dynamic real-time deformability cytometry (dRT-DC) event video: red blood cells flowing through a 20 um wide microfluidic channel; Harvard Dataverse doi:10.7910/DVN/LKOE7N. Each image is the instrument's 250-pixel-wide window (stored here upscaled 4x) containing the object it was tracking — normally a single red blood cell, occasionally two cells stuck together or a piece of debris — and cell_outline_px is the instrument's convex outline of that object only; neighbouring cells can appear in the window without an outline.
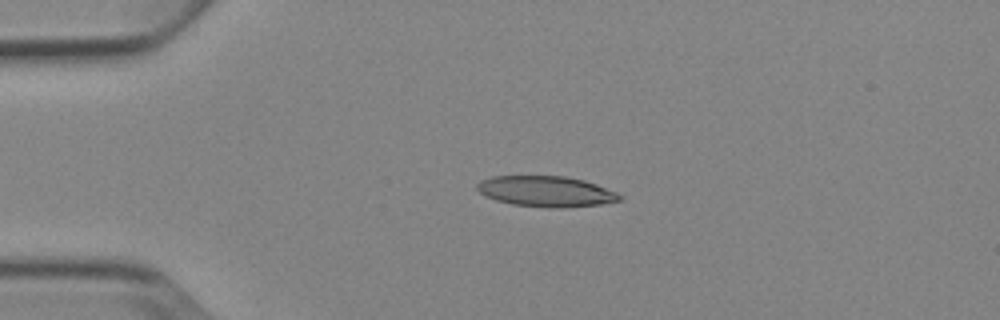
{"species": "Egyptian fruit bat (a non-hibernating species)", "species_latin": "Rousettus aegyptiacus", "temperature_condition": "cold", "stored_images_in_passage": 4, "camera_frame_rate_fps": 3000, "um_per_image_px": 0.085, "animal": {"sex": "female"}, "frame": {"image": 1, "passage_image": 4, "time_ms": 3.333, "image_size_px": [1000, 320], "cell_outline_px": [[624, 196], [620, 200], [600, 204], [560, 208], [548, 208], [512, 204], [496, 200], [484, 196], [476, 188], [476, 184], [480, 180], [492, 176], [564, 176], [584, 180], [596, 184], [616, 192]], "centroid_in_image_um": [46.39, 16.27], "position_along_channel_um": 38.6, "area_um2": 25.55}}